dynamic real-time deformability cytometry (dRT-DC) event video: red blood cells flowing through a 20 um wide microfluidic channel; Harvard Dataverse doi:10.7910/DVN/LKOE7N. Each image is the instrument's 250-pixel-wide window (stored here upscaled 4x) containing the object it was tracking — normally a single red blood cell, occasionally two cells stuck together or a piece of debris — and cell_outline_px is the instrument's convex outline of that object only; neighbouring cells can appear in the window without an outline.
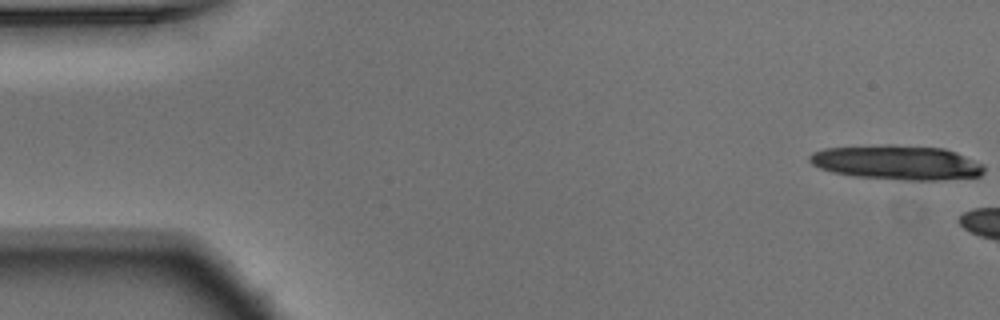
{"species": "Egyptian fruit bat (a non-hibernating species)", "species_latin": "Rousettus aegyptiacus", "temperature_condition": "warm", "stored_images_in_passage": 5, "camera_frame_rate_fps": 3000, "um_per_image_px": 0.085, "animal": {"sex": "male"}, "frame": {"image": 1, "passage_image": 1, "time_ms": 0.0, "image_size_px": [1000, 320], "cell_outline_px": [[980, 172], [972, 176], [892, 176], [848, 172], [832, 168], [820, 164], [816, 160], [816, 156], [824, 152], [844, 148], [928, 148], [948, 152], [980, 168]], "centroid_in_image_um": [76.3, 13.78], "position_along_channel_um": 8.7, "area_um2": 26.76}}